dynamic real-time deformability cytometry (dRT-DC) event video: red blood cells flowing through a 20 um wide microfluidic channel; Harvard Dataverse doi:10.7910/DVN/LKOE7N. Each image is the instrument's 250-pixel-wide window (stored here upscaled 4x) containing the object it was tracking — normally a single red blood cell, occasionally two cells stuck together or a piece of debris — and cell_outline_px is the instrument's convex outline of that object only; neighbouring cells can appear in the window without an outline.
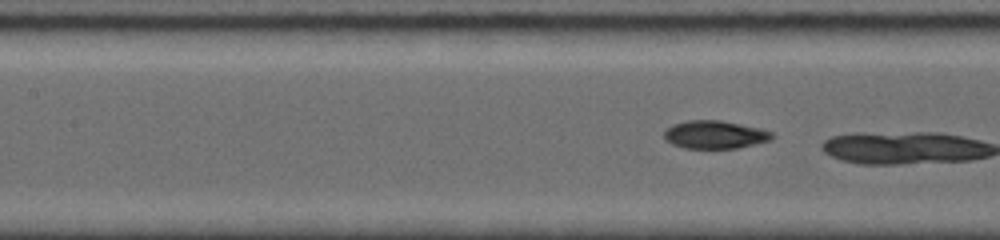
{"species": "common noctule bat (a hibernating species)", "species_latin": "Nyctalus noctula", "temperature_condition": "room temperature", "stored_images_in_passage": 16, "camera_frame_rate_fps": 5000, "um_per_image_px": 0.085, "animal": {"sex": "female", "body_mass_g": 19.0, "forearm_length_mm": 56.7}, "frame": {"image": 1, "passage_image": 12, "time_ms": 1.8, "image_size_px": [1000, 240], "cell_outline_px": [[776, 136], [768, 140], [736, 148], [684, 148], [672, 144], [664, 140], [664, 132], [672, 124], [688, 120], [720, 120], [760, 128], [772, 132]], "centroid_in_image_um": [60.73, 11.44], "position_along_channel_um": 146.7, "area_um2": 17.51}}